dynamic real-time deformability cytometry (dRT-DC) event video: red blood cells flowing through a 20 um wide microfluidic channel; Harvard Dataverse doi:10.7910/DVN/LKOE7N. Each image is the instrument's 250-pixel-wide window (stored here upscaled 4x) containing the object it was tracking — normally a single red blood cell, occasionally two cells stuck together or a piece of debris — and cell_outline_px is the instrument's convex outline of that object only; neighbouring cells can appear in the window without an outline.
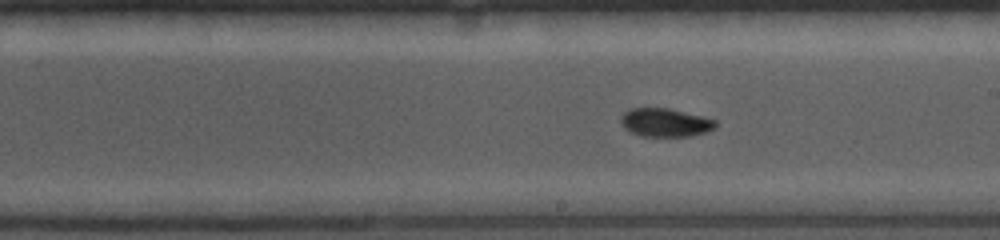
{"species": "common noctule bat (a hibernating species)", "species_latin": "Nyctalus noctula", "temperature_condition": "cold", "stored_images_in_passage": 21, "camera_frame_rate_fps": 5000, "um_per_image_px": 0.085, "animal": {"sex": "female", "body_mass_g": 19.0, "forearm_length_mm": 56.7}, "frame": {"image": 1, "passage_image": 10, "time_ms": 1.8, "image_size_px": [1000, 240], "cell_outline_px": [[716, 128], [692, 136], [640, 136], [624, 128], [620, 120], [620, 116], [624, 112], [632, 108], [668, 108], [716, 120]], "centroid_in_image_um": [56.52, 10.42], "position_along_channel_um": 232.5, "area_um2": 15.55}}
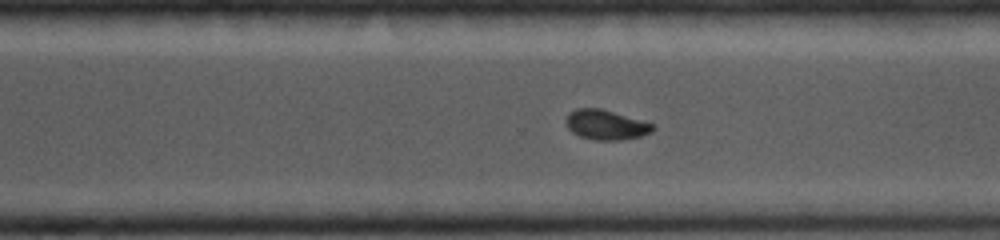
{"frame": {"image": 2, "passage_image": 15, "time_ms": 2.8, "image_size_px": [1000, 240], "cell_outline_px": [[656, 128], [652, 132], [640, 136], [620, 140], [596, 140], [580, 136], [572, 132], [568, 128], [564, 120], [568, 112], [576, 108], [600, 108], [652, 124]], "centroid_in_image_um": [51.45, 10.6], "position_along_channel_um": 319.2, "area_um2": 14.97}}
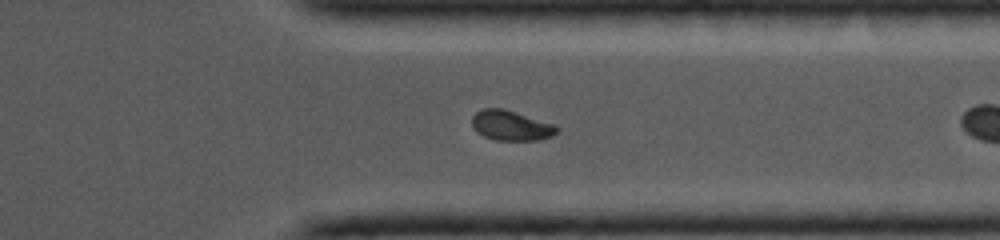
{"frame": {"image": 3, "passage_image": 18, "time_ms": 3.4, "image_size_px": [1000, 240], "cell_outline_px": [[560, 128], [552, 136], [540, 140], [496, 140], [484, 136], [476, 132], [472, 128], [472, 116], [476, 112], [484, 108], [504, 108], [556, 124]], "centroid_in_image_um": [43.45, 10.66], "position_along_channel_um": 368.0, "area_um2": 15.09}}